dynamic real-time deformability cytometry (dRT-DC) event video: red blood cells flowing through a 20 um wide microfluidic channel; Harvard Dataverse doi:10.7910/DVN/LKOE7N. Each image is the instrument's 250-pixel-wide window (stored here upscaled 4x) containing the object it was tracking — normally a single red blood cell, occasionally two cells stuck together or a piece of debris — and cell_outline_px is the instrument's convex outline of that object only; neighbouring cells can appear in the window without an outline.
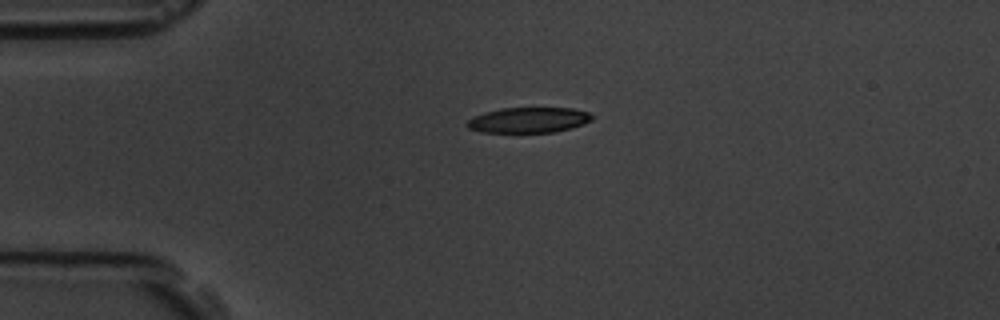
{"species": "common noctule bat (a hibernating species)", "species_latin": "Nyctalus noctula", "temperature_condition": "room temperature", "stored_images_in_passage": 2, "camera_frame_rate_fps": 3000, "um_per_image_px": 0.085, "animal": {"sex": "male", "body_mass_g": 19.5, "forearm_length_mm": 54.6}, "frame": {"image": 1, "passage_image": 1, "time_ms": 0.0, "image_size_px": [1000, 320], "cell_outline_px": [[596, 116], [592, 120], [584, 124], [572, 128], [556, 132], [480, 132], [468, 128], [464, 124], [468, 120], [484, 112], [504, 108], [572, 108], [588, 112]], "centroid_in_image_um": [44.97, 10.21], "position_along_channel_um": 40.0, "area_um2": 18.61}}